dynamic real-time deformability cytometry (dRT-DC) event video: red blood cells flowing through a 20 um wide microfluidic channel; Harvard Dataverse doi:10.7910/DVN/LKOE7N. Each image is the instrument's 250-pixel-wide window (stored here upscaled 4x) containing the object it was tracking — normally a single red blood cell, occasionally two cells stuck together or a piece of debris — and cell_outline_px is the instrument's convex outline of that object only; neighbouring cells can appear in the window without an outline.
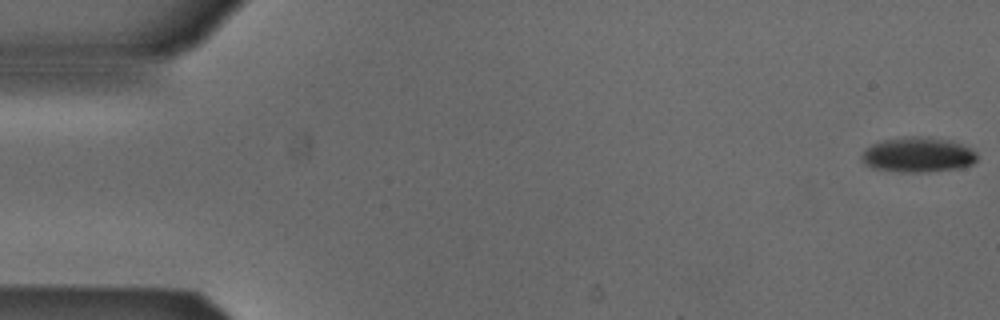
{"species": "Egyptian fruit bat (a non-hibernating species)", "species_latin": "Rousettus aegyptiacus", "temperature_condition": "cold", "stored_images_in_passage": 53, "camera_frame_rate_fps": 3000, "um_per_image_px": 0.085, "animal": {"sex": "male"}, "frame": {"image": 1, "passage_image": 1, "time_ms": 0.0, "image_size_px": [1000, 320], "cell_outline_px": [[976, 160], [972, 164], [960, 168], [928, 172], [896, 172], [872, 168], [864, 164], [860, 160], [860, 156], [864, 148], [872, 144], [884, 140], [912, 136], [928, 136], [948, 140], [972, 148], [976, 152]], "centroid_in_image_um": [77.98, 13.16], "position_along_channel_um": 7.0, "area_um2": 23.87}}
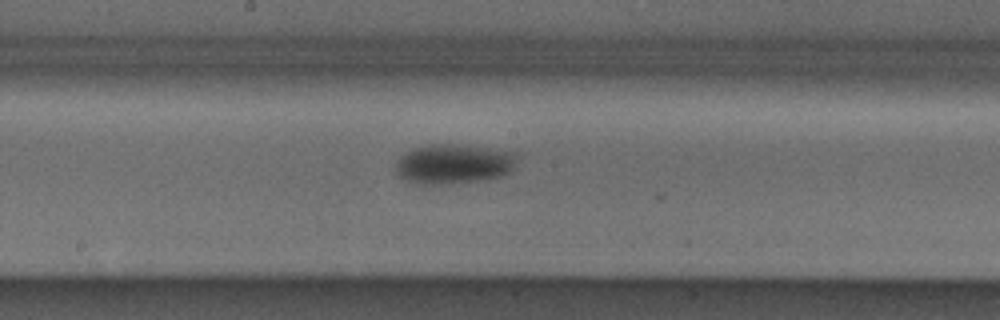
{"frame": {"image": 2, "passage_image": 28, "time_ms": 9.0, "image_size_px": [1000, 320], "cell_outline_px": [[520, 152], [512, 172], [504, 176], [488, 180], [448, 184], [416, 184], [404, 180], [396, 172], [396, 160], [400, 156], [416, 148], [428, 144], [456, 144]], "centroid_in_image_um": [38.63, 13.95], "position_along_channel_um": 209.6, "area_um2": 28.73}}
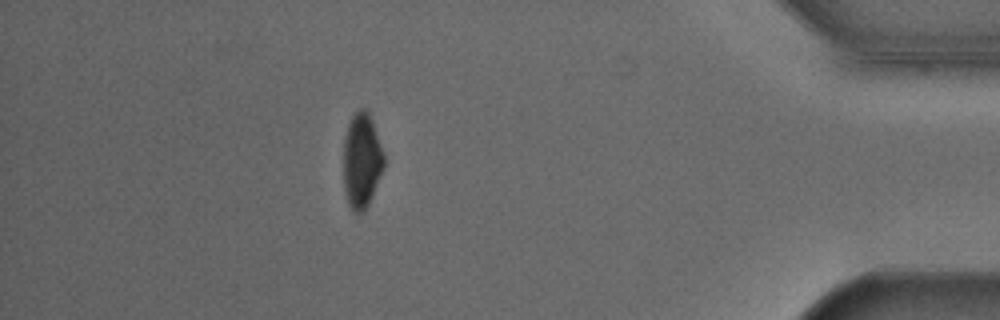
{"frame": {"image": 3, "passage_image": 47, "time_ms": 15.333, "image_size_px": [1000, 320], "cell_outline_px": [[384, 168], [368, 204], [364, 212], [352, 212], [348, 204], [344, 188], [344, 136], [348, 124], [352, 116], [360, 108], [364, 108], [368, 112], [372, 120], [384, 152]], "centroid_in_image_um": [30.74, 13.65], "position_along_channel_um": 404.5, "area_um2": 22.43}, "authors_computed_cell_mechanics": {"area_um2": 26.5302, "velocity_mm_per_s": 3.8668, "shape_relaxation_time_tau1_ms": 2.049, "shape_relaxation_time_tau2_ms": null, "deformation_change_tau1": 0.0903, "deformation_change_tau2": null}}